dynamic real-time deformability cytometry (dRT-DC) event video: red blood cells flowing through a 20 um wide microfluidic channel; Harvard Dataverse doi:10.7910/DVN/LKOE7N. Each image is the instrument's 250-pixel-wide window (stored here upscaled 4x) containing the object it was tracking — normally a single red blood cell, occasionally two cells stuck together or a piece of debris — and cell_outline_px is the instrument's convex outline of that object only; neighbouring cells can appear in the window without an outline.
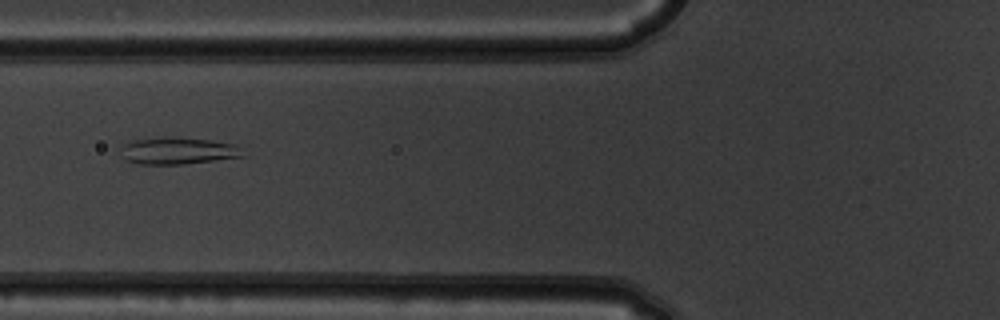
{"species": "common noctule bat (a hibernating species)", "species_latin": "Nyctalus noctula", "temperature_condition": "warm", "stored_images_in_passage": 9, "camera_frame_rate_fps": 3000, "um_per_image_px": 0.085, "animal": {"sex": "male", "body_mass_g": 19.5, "forearm_length_mm": 54.6}, "frame": {"image": 1, "passage_image": 7, "time_ms": 2.0, "image_size_px": [1000, 320], "cell_outline_px": [[244, 156], [216, 160], [184, 164], [140, 164], [128, 160], [120, 156], [120, 144], [132, 140], [164, 136], [172, 136], [208, 140], [236, 144]], "centroid_in_image_um": [15.03, 12.8], "position_along_channel_um": 110.8, "area_um2": 19.36}}